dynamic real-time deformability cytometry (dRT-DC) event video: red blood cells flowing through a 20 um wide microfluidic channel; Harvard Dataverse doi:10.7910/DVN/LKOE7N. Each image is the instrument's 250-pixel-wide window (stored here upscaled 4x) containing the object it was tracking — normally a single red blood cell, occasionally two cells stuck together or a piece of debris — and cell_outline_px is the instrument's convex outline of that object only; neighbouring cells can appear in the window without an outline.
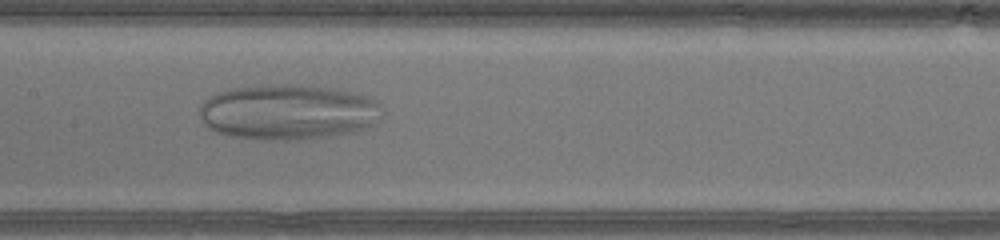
{"species": "human", "species_latin": "Homo sapiens", "temperature_condition": "warm", "stored_images_in_passage": 44, "camera_frame_rate_fps": 3000, "um_per_image_px": 0.085, "donor": {"sex": "male"}, "frame": {"image": 1, "passage_image": 21, "time_ms": 6.667, "image_size_px": [1000, 240], "cell_outline_px": [[380, 116], [372, 124], [356, 132], [332, 136], [296, 140], [264, 140], [228, 136], [216, 132], [208, 128], [204, 124], [200, 116], [200, 104], [208, 96], [216, 92], [232, 88], [272, 84], [300, 84], [336, 88], [372, 96], [376, 100], [380, 108]], "centroid_in_image_um": [24.47, 9.52], "position_along_channel_um": 182.9, "area_um2": 59.77}}
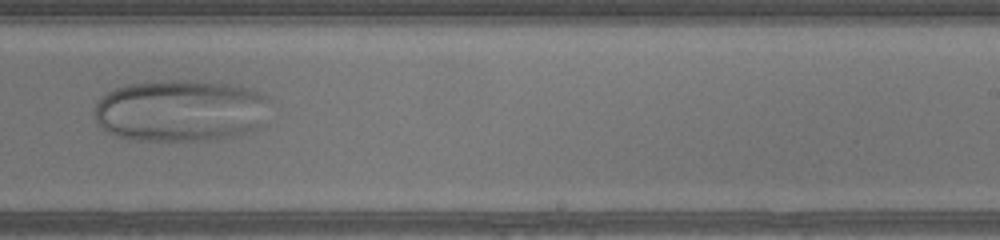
{"frame": {"image": 2, "passage_image": 27, "time_ms": 8.667, "image_size_px": [1000, 240], "cell_outline_px": [[272, 100], [268, 124], [232, 136], [204, 140], [140, 140], [120, 136], [108, 132], [96, 120], [96, 100], [104, 92], [128, 84], [160, 80], [196, 80], [228, 84], [248, 88]], "centroid_in_image_um": [15.42, 9.38], "position_along_channel_um": 273.6, "area_um2": 63.93}}